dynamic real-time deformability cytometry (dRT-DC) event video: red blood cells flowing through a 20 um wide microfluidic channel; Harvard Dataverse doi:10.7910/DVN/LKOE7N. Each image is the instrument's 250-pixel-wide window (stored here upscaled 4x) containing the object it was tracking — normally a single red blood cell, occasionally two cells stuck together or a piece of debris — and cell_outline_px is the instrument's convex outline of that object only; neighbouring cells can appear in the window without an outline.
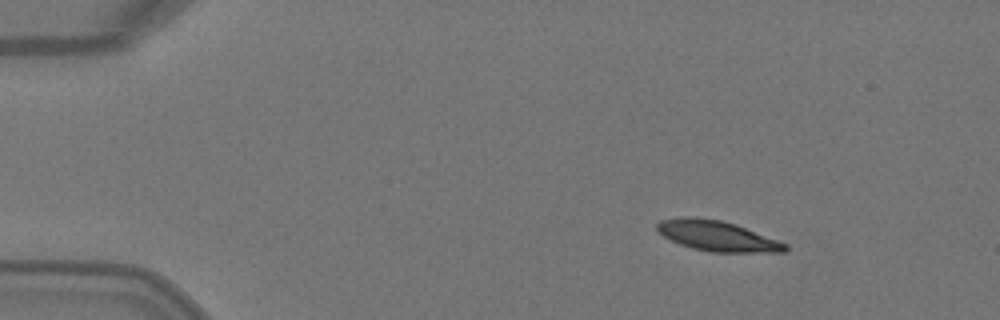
{"species": "Egyptian fruit bat (a non-hibernating species)", "species_latin": "Rousettus aegyptiacus", "temperature_condition": "warm", "stored_images_in_passage": 5, "camera_frame_rate_fps": 3000, "um_per_image_px": 0.085, "animal": {"sex": "female"}, "frame": {"image": 1, "passage_image": 2, "time_ms": 0.333, "image_size_px": [1000, 320], "cell_outline_px": [[788, 252], [712, 252], [692, 248], [680, 244], [664, 236], [656, 228], [656, 224], [660, 220], [676, 216], [692, 216], [720, 220], [736, 224], [788, 244]], "centroid_in_image_um": [60.96, 20.04], "position_along_channel_um": 24.0, "area_um2": 22.72}}